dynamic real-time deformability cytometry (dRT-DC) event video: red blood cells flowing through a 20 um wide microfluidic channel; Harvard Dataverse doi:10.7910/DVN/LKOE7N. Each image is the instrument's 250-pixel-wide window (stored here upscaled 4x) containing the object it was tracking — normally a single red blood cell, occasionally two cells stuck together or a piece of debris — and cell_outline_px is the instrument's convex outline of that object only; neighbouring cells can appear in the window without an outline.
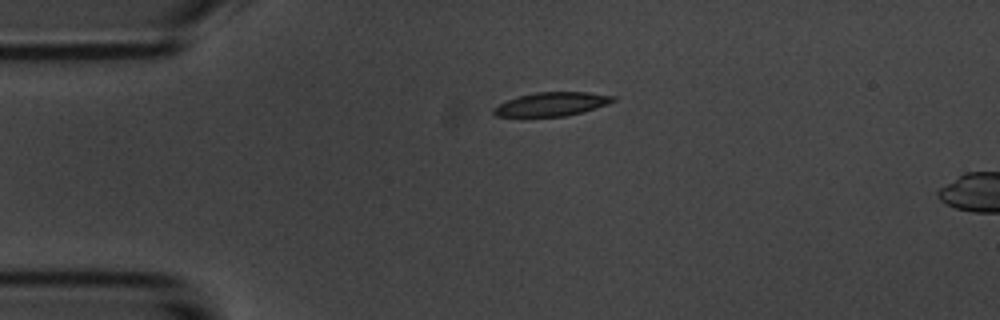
{"species": "common noctule bat (a hibernating species)", "species_latin": "Nyctalus noctula", "temperature_condition": "room temperature", "stored_images_in_passage": 3, "camera_frame_rate_fps": 3000, "um_per_image_px": 0.085, "animal": {"sex": "male", "body_mass_g": 20.1, "forearm_length_mm": 53.5}, "frame": {"image": 1, "passage_image": 1, "time_ms": 0.0, "image_size_px": [1000, 320], "cell_outline_px": [[616, 100], [608, 104], [584, 112], [564, 116], [496, 116], [492, 112], [492, 108], [508, 100], [520, 96], [536, 92], [588, 92], [616, 96]], "centroid_in_image_um": [46.94, 8.85], "position_along_channel_um": 38.1, "area_um2": 16.42}}